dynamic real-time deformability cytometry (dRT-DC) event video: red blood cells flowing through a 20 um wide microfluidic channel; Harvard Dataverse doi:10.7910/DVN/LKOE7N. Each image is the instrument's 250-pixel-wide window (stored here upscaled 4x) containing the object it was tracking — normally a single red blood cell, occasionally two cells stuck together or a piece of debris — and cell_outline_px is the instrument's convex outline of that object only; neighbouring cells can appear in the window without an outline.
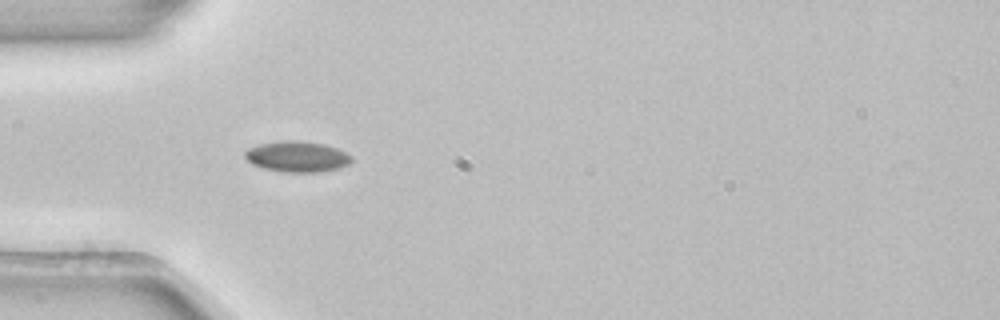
{"species": "common noctule bat (a hibernating species)", "species_latin": "Nyctalus noctula", "temperature_condition": "room temperature", "stored_images_in_passage": 4, "camera_frame_rate_fps": 3000, "um_per_image_px": 0.085, "animal": {"sex": "female", "body_mass_g": 22.7, "forearm_length_mm": 54.2}, "frame": {"image": 1, "passage_image": 3, "time_ms": 0.667, "image_size_px": [1000, 320], "cell_outline_px": [[352, 160], [348, 164], [336, 168], [320, 172], [284, 172], [264, 168], [252, 164], [244, 156], [244, 152], [248, 148], [260, 144], [280, 140], [296, 140], [324, 144], [336, 148], [352, 156]], "centroid_in_image_um": [25.23, 13.3], "position_along_channel_um": 59.8, "area_um2": 19.02}}